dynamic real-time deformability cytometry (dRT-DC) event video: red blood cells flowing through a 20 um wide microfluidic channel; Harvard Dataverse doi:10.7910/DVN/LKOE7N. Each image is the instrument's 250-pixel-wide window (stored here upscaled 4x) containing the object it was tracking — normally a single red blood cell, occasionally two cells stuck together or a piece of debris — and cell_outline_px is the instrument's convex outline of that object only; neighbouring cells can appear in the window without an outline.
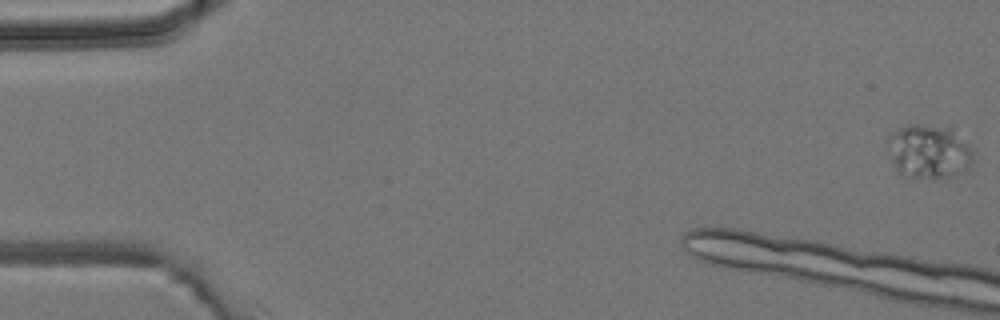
{"species": "common noctule bat (a hibernating species)", "species_latin": "Nyctalus noctula", "temperature_condition": "room temperature", "stored_images_in_passage": 4, "camera_frame_rate_fps": 3000, "um_per_image_px": 0.085, "animal": {"sex": "male", "body_mass_g": 19.2, "forearm_length_mm": 51.8}, "frame": {"image": 1, "passage_image": 1, "time_ms": 0.0, "image_size_px": [1000, 320], "cell_outline_px": [[972, 160], [968, 168], [948, 180], [932, 180], [912, 176], [896, 172], [892, 164], [884, 140], [892, 132], [908, 124], [924, 124], [952, 128], [972, 148]], "centroid_in_image_um": [78.92, 12.9], "position_along_channel_um": 6.1, "area_um2": 27.74}}